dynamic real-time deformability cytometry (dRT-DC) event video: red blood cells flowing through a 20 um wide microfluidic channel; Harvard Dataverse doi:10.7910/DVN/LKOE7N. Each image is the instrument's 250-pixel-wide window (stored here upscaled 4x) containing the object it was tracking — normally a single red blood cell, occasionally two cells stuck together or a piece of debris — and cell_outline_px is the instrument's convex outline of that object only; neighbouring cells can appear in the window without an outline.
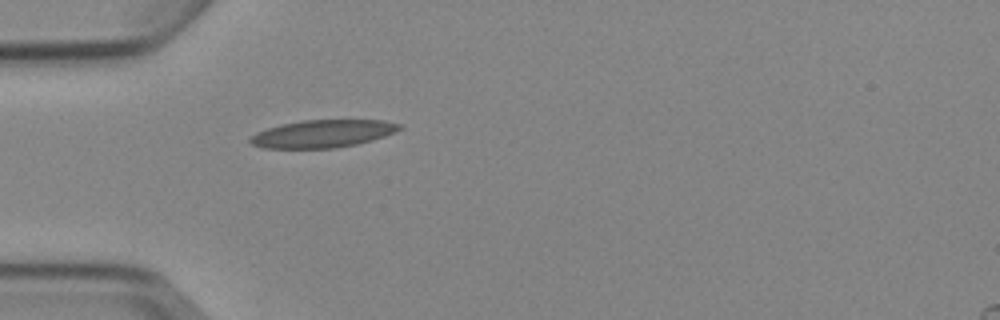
{"species": "Egyptian fruit bat (a non-hibernating species)", "species_latin": "Rousettus aegyptiacus", "temperature_condition": "cold", "stored_images_in_passage": 1, "camera_frame_rate_fps": 3000, "um_per_image_px": 0.085, "animal": {"sex": "female"}, "frame": {"image": 1, "passage_image": 1, "time_ms": 0.0, "image_size_px": [1000, 320], "cell_outline_px": [[404, 128], [384, 136], [372, 140], [356, 144], [332, 148], [264, 148], [252, 144], [248, 140], [256, 132], [280, 124], [300, 120], [384, 120], [404, 124]], "centroid_in_image_um": [27.46, 11.35], "position_along_channel_um": 57.5, "area_um2": 24.1}}